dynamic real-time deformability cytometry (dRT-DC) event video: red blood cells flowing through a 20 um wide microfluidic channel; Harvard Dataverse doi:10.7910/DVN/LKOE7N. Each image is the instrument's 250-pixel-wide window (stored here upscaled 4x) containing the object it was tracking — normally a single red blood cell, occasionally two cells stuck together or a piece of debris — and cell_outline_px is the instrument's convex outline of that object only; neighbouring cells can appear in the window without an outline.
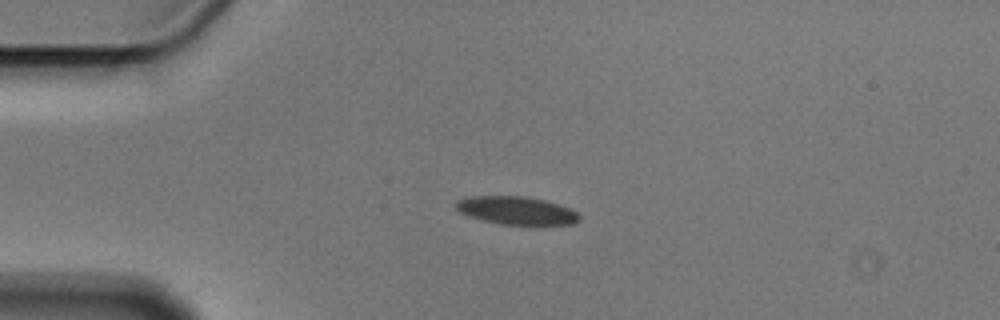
{"species": "Egyptian fruit bat (a non-hibernating species)", "species_latin": "Rousettus aegyptiacus", "temperature_condition": "cold", "stored_images_in_passage": 3, "camera_frame_rate_fps": 3000, "um_per_image_px": 0.085, "animal": {"sex": "male"}, "frame": {"image": 1, "passage_image": 1, "time_ms": 0.0, "image_size_px": [1000, 320], "cell_outline_px": [[580, 220], [572, 224], [500, 224], [468, 216], [460, 212], [456, 208], [456, 200], [468, 196], [524, 196], [544, 200], [568, 208], [576, 212], [580, 216]], "centroid_in_image_um": [43.86, 17.88], "position_along_channel_um": 41.1, "area_um2": 19.88}}
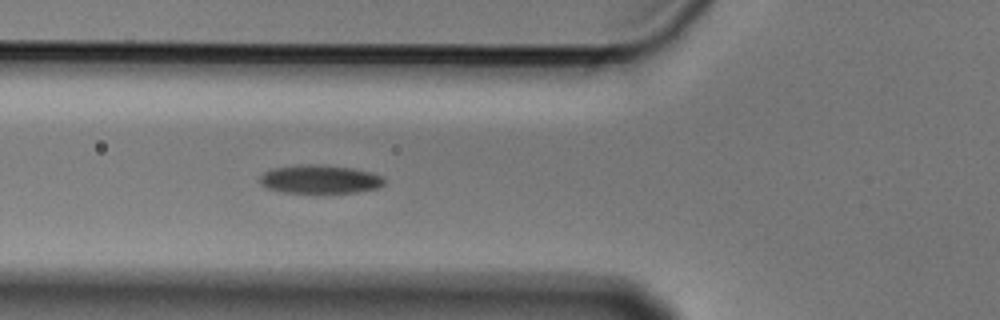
{"frame": {"image": 2, "passage_image": 3, "time_ms": 0.667, "image_size_px": [1000, 320], "cell_outline_px": [[384, 184], [380, 188], [356, 192], [324, 196], [280, 192], [268, 188], [260, 184], [260, 176], [264, 172], [272, 168], [304, 164], [316, 164], [352, 168], [368, 172], [380, 176], [384, 180]], "centroid_in_image_um": [27.16, 15.29], "position_along_channel_um": 98.6, "area_um2": 21.56}}